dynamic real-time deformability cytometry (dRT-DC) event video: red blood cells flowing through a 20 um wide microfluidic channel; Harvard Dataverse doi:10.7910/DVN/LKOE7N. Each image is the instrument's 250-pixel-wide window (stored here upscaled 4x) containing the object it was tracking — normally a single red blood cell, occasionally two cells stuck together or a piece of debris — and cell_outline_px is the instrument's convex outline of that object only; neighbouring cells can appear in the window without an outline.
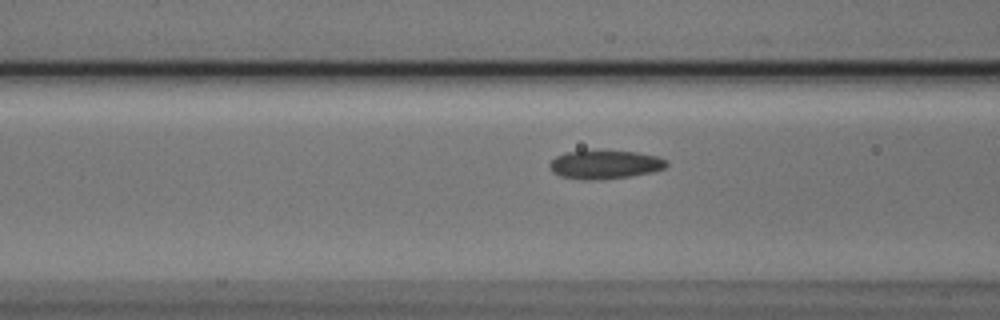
{"species": "Egyptian fruit bat (a non-hibernating species)", "species_latin": "Rousettus aegyptiacus", "temperature_condition": "cold", "stored_images_in_passage": 12, "camera_frame_rate_fps": 3000, "um_per_image_px": 0.085, "animal": {"sex": "male"}, "frame": {"image": 1, "passage_image": 9, "time_ms": 2.667, "image_size_px": [1000, 320], "cell_outline_px": [[668, 164], [664, 168], [652, 172], [628, 176], [588, 180], [584, 180], [560, 176], [552, 172], [548, 164], [556, 156], [564, 152], [636, 152], [656, 156], [664, 160]], "centroid_in_image_um": [51.37, 14.0], "position_along_channel_um": 115.2, "area_um2": 18.84}}